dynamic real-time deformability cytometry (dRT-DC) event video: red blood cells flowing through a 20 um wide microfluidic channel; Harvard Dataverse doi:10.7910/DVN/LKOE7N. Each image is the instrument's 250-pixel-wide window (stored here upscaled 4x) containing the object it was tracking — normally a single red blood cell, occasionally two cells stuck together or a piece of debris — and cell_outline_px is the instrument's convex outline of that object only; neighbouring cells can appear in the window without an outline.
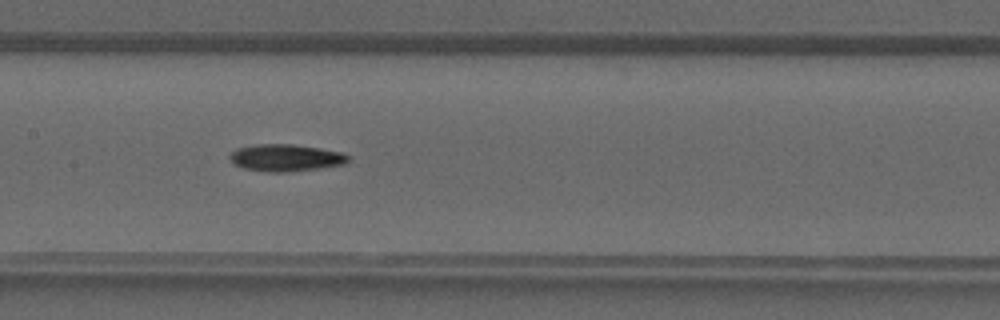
{"species": "common noctule bat (a hibernating species)", "species_latin": "Nyctalus noctula", "temperature_condition": "warm", "stored_images_in_passage": 41, "camera_frame_rate_fps": 3000, "um_per_image_px": 0.085, "animal": {"sex": "male", "forearm_length_mm": 52.5}, "frame": {"image": 1, "passage_image": 20, "time_ms": 6.333, "image_size_px": [1000, 320], "cell_outline_px": [[352, 156], [344, 164], [288, 172], [268, 172], [244, 168], [236, 164], [228, 156], [236, 148], [256, 144], [292, 144], [320, 148], [344, 152]], "centroid_in_image_um": [24.32, 13.4], "position_along_channel_um": 183.1, "area_um2": 18.61}}
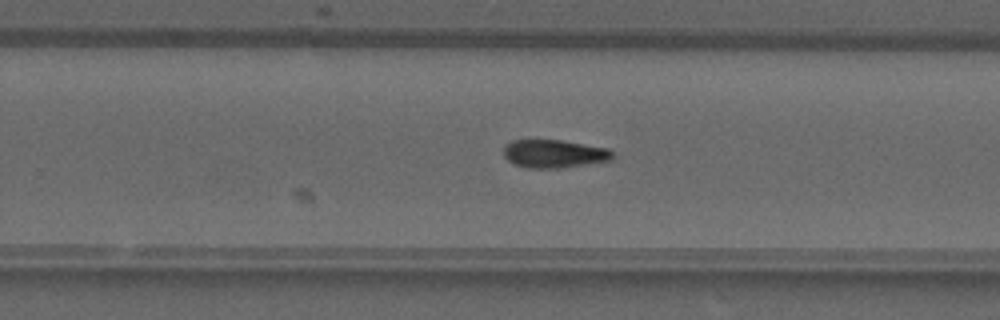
{"frame": {"image": 2, "passage_image": 26, "time_ms": 8.333, "image_size_px": [1000, 320], "cell_outline_px": [[616, 156], [612, 160], [560, 168], [528, 168], [516, 164], [508, 160], [504, 156], [504, 148], [512, 140], [560, 140], [608, 148]], "centroid_in_image_um": [47.14, 13.07], "position_along_channel_um": 282.7, "area_um2": 17.74}}
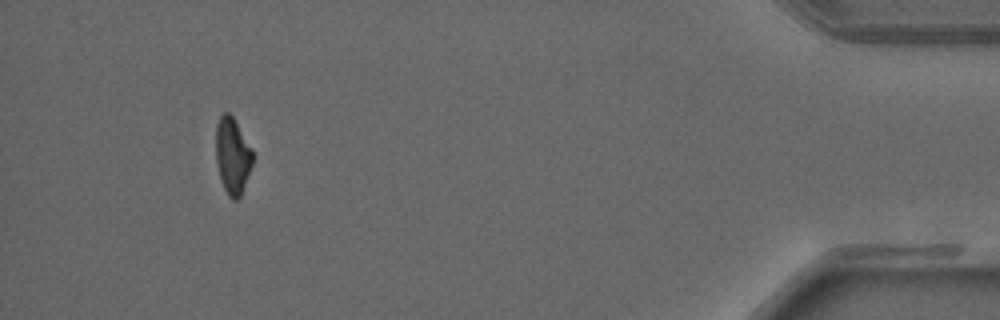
{"frame": {"image": 3, "passage_image": 38, "time_ms": 12.333, "image_size_px": [1000, 320], "cell_outline_px": [[252, 164], [240, 196], [236, 200], [232, 200], [228, 196], [224, 188], [220, 176], [216, 160], [216, 124], [220, 116], [224, 112], [228, 112], [232, 116], [252, 148]], "centroid_in_image_um": [19.75, 13.22], "position_along_channel_um": 415.4, "area_um2": 16.13}}